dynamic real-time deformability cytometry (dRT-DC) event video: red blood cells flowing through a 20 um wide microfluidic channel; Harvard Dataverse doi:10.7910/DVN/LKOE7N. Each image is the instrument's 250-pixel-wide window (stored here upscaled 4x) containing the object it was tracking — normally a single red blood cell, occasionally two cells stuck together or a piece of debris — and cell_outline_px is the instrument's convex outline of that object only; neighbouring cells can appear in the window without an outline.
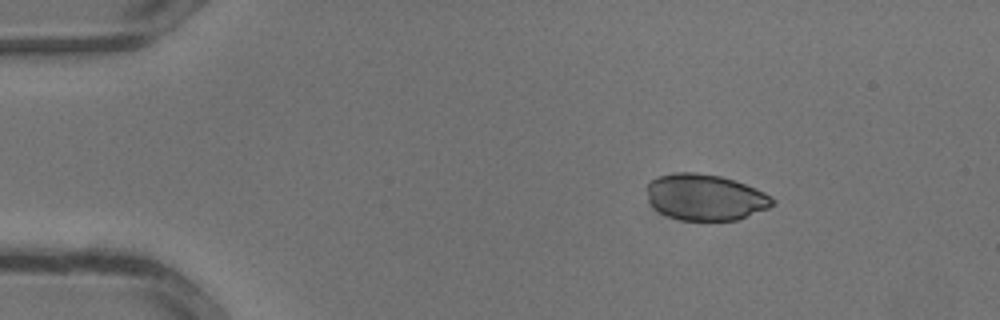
{"species": "common noctule bat (a hibernating species)", "species_latin": "Nyctalus noctula", "temperature_condition": "warm", "stored_images_in_passage": 30, "camera_frame_rate_fps": 3000, "um_per_image_px": 0.085, "animal": {"sex": "male", "body_mass_g": 13.3}, "frame": {"image": 1, "passage_image": 2, "time_ms": 0.333, "image_size_px": [1000, 320], "cell_outline_px": [[776, 204], [768, 208], [736, 220], [680, 220], [668, 216], [660, 212], [648, 200], [644, 188], [648, 180], [656, 176], [676, 172], [696, 172], [720, 176], [756, 188], [772, 196], [776, 200]], "centroid_in_image_um": [59.91, 16.75], "position_along_channel_um": 25.1, "area_um2": 34.1}}
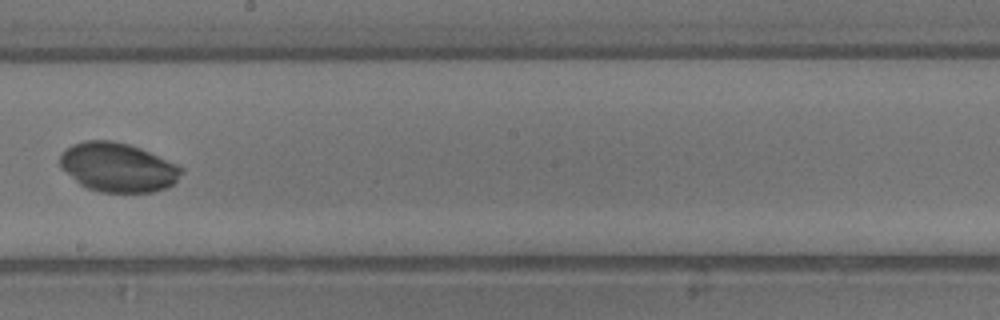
{"frame": {"image": 2, "passage_image": 16, "time_ms": 5.0, "image_size_px": [1000, 320], "cell_outline_px": [[184, 172], [168, 188], [152, 192], [100, 192], [88, 188], [80, 184], [60, 168], [60, 152], [72, 144], [84, 140], [112, 140], [128, 144], [140, 148], [176, 164], [184, 168]], "centroid_in_image_um": [10.0, 14.22], "position_along_channel_um": 238.2, "area_um2": 34.85}}
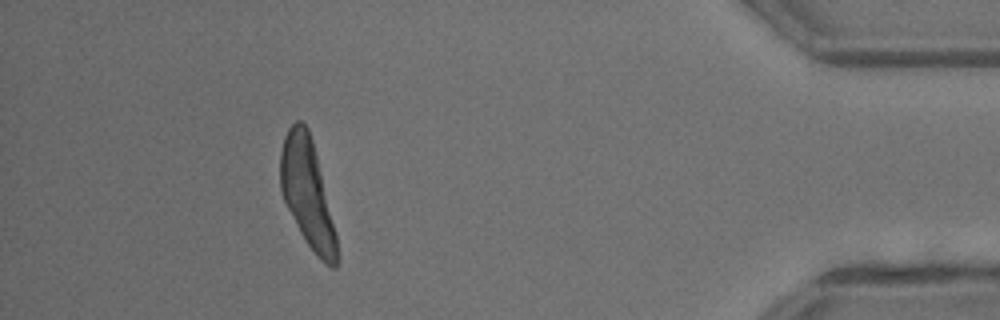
{"frame": {"image": 3, "passage_image": 27, "time_ms": 8.667, "image_size_px": [1000, 320], "cell_outline_px": [[340, 260], [336, 268], [332, 268], [308, 244], [300, 232], [284, 200], [280, 188], [280, 152], [284, 136], [288, 128], [296, 120], [300, 120], [308, 128], [312, 140], [336, 236], [340, 256]], "centroid_in_image_um": [26.11, 16.39], "position_along_channel_um": 409.1, "area_um2": 34.74}}